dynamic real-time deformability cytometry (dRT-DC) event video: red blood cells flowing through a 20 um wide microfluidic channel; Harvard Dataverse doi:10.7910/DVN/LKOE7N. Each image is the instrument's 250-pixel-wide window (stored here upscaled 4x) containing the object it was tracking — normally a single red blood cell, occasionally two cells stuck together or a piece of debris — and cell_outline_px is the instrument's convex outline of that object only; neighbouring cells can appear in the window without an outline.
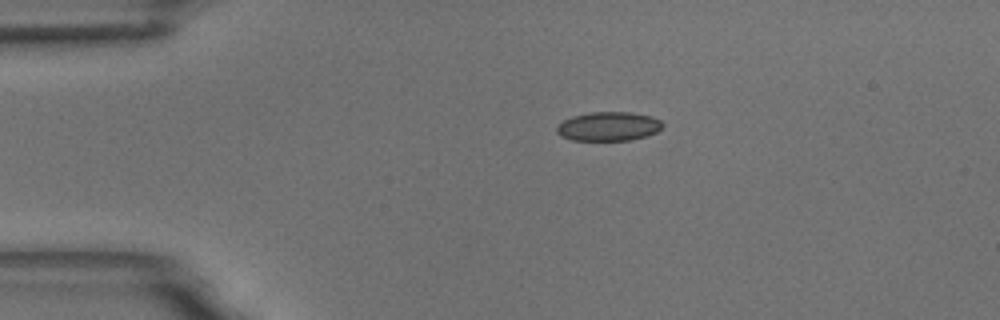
{"species": "common noctule bat (a hibernating species)", "species_latin": "Nyctalus noctula", "temperature_condition": "room temperature", "stored_images_in_passage": 48, "camera_frame_rate_fps": 3000, "um_per_image_px": 0.085, "animal": {"sex": "male", "body_mass_g": 18.8}, "frame": {"image": 1, "passage_image": 1, "time_ms": 0.0, "image_size_px": [1000, 320], "cell_outline_px": [[664, 124], [656, 132], [644, 136], [628, 140], [572, 140], [560, 136], [556, 132], [556, 128], [564, 120], [572, 116], [592, 112], [632, 112], [652, 116], [660, 120]], "centroid_in_image_um": [51.71, 10.73], "position_along_channel_um": 33.3, "area_um2": 17.8}}
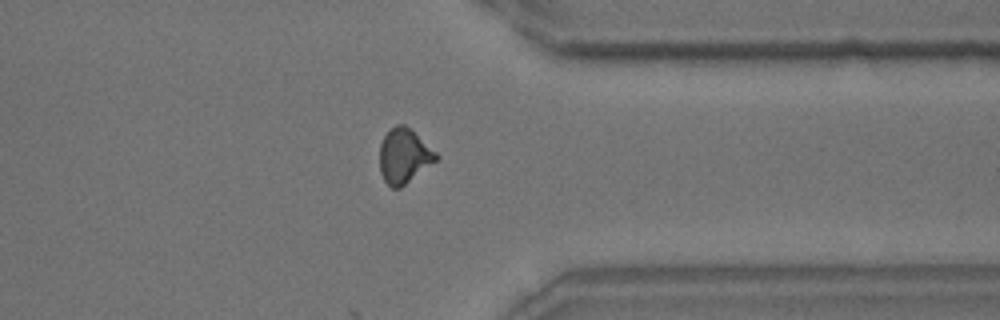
{"frame": {"image": 2, "passage_image": 35, "time_ms": 11.333, "image_size_px": [1000, 320], "cell_outline_px": [[440, 156], [436, 160], [400, 188], [392, 188], [384, 180], [380, 172], [380, 144], [384, 136], [396, 124], [404, 124], [436, 152]], "centroid_in_image_um": [34.32, 13.26], "position_along_channel_um": 377.1, "area_um2": 17.57}}
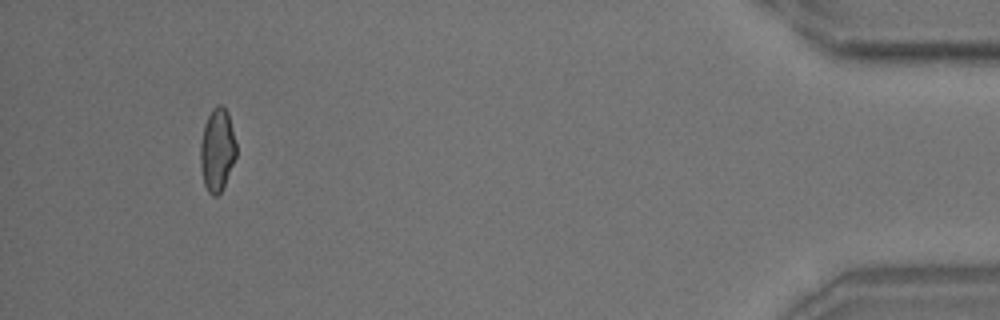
{"frame": {"image": 3, "passage_image": 44, "time_ms": 14.333, "image_size_px": [1000, 320], "cell_outline_px": [[236, 156], [224, 184], [220, 192], [216, 196], [212, 196], [208, 192], [204, 184], [200, 168], [200, 144], [204, 124], [212, 108], [216, 104], [220, 104], [228, 112], [236, 144]], "centroid_in_image_um": [18.44, 12.72], "position_along_channel_um": 416.8, "area_um2": 17.28}, "authors_computed_cell_mechanics": {"area_um2": 17.7157, "velocity_mm_per_s": 3.4453, "shape_relaxation_time_tau1_ms": 5.6751, "shape_relaxation_time_tau2_ms": 1.3415, "deformation_change_tau1": 0.1058, "deformation_change_tau2": 0.0557}}